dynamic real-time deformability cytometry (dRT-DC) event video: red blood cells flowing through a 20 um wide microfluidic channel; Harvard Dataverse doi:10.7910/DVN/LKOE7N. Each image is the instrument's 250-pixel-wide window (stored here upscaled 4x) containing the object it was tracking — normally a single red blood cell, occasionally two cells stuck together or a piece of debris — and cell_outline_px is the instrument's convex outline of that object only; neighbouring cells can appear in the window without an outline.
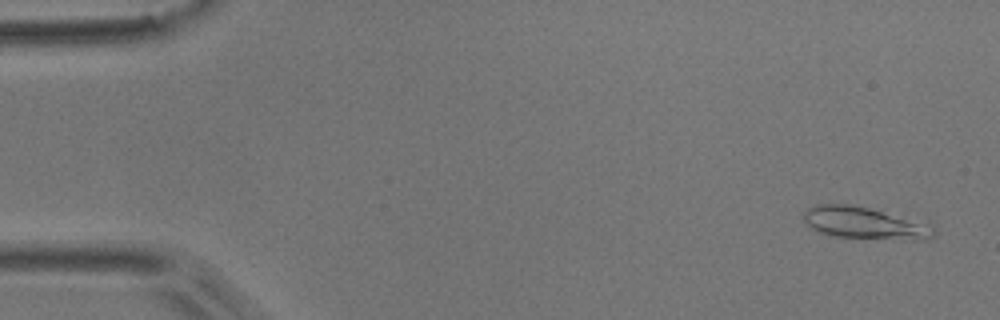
{"species": "common noctule bat (a hibernating species)", "species_latin": "Nyctalus noctula", "temperature_condition": "room temperature", "stored_images_in_passage": 6, "camera_frame_rate_fps": 3000, "um_per_image_px": 0.085, "animal": {"sex": "male", "body_mass_g": 17.9}, "frame": {"image": 1, "passage_image": 1, "time_ms": 0.0, "image_size_px": [1000, 320], "cell_outline_px": [[936, 236], [928, 240], [908, 240], [832, 236], [820, 232], [812, 228], [804, 220], [804, 212], [808, 208], [816, 204], [852, 204], [884, 208], [932, 224], [936, 228]], "centroid_in_image_um": [73.66, 18.93], "position_along_channel_um": 11.3, "area_um2": 25.55}}
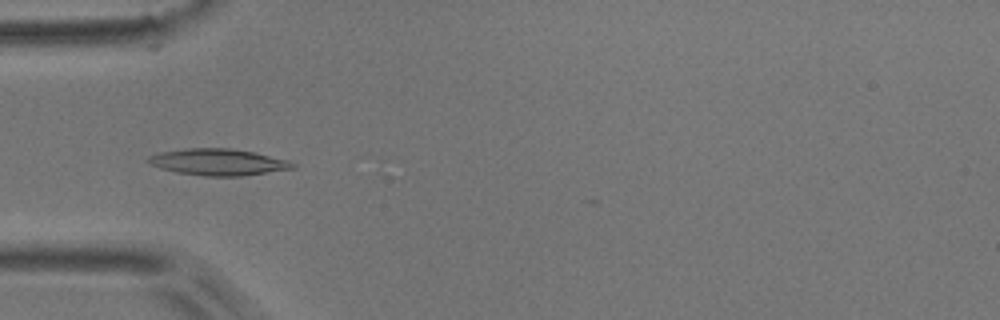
{"frame": {"image": 2, "passage_image": 5, "time_ms": 1.333, "image_size_px": [1000, 320], "cell_outline_px": [[296, 168], [240, 176], [204, 176], [176, 172], [160, 168], [148, 164], [144, 160], [148, 156], [160, 152], [188, 148], [228, 148], [256, 152], [288, 160], [296, 164]], "centroid_in_image_um": [18.52, 13.77], "position_along_channel_um": 66.5, "area_um2": 22.48}}
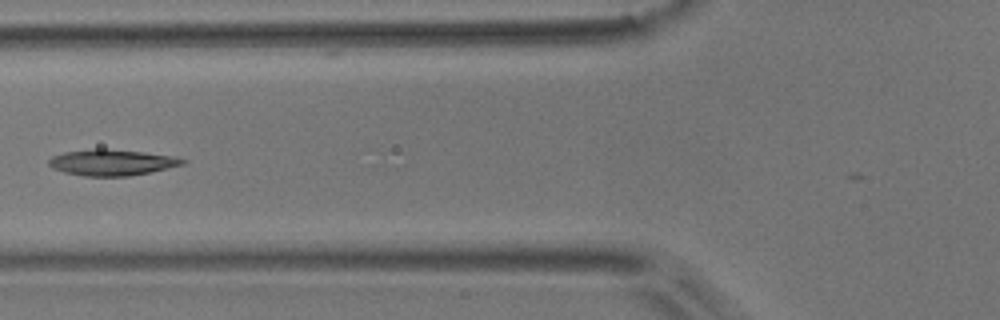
{"frame": {"image": 3, "passage_image": 6, "time_ms": 1.667, "image_size_px": [1000, 320], "cell_outline_px": [[188, 160], [184, 164], [148, 172], [128, 176], [84, 176], [64, 172], [52, 168], [48, 164], [48, 160], [52, 156], [64, 152], [96, 148], [104, 148], [144, 152], [176, 156]], "centroid_in_image_um": [9.49, 13.79], "position_along_channel_um": 116.3, "area_um2": 20.35}}